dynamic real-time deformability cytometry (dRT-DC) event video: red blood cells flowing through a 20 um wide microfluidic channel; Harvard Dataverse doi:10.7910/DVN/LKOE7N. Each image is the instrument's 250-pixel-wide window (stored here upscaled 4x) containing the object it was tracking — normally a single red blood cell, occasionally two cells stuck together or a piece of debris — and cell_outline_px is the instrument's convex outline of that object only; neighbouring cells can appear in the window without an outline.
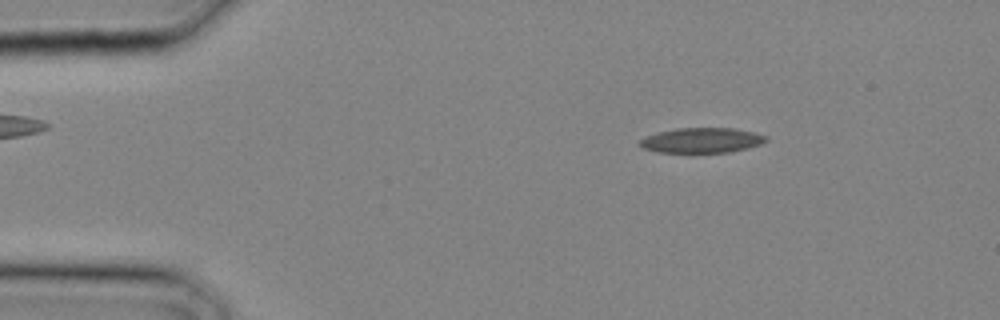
{"species": "common noctule bat (a hibernating species)", "species_latin": "Nyctalus noctula", "temperature_condition": "cold", "stored_images_in_passage": 13, "camera_frame_rate_fps": 3000, "um_per_image_px": 0.085, "animal": {"sex": "male", "body_mass_g": 20.4}, "frame": {"image": 1, "passage_image": 4, "time_ms": 1.0, "image_size_px": [1000, 320], "cell_outline_px": [[768, 140], [760, 144], [748, 148], [728, 152], [656, 152], [644, 148], [636, 144], [640, 140], [648, 136], [660, 132], [676, 128], [736, 128], [768, 136]], "centroid_in_image_um": [59.66, 11.92], "position_along_channel_um": 25.3, "area_um2": 18.32}}
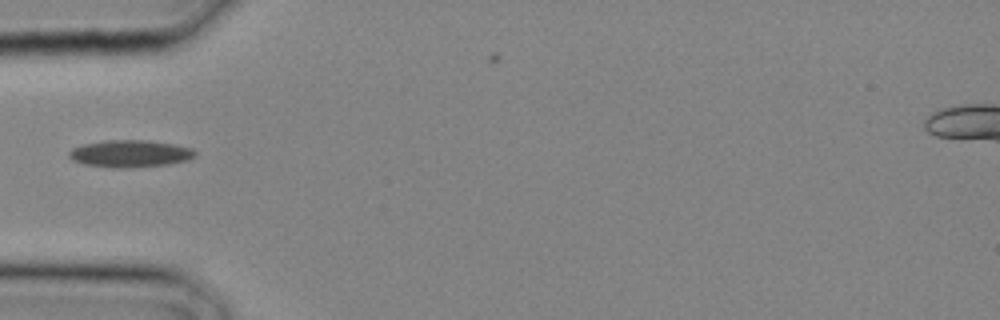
{"frame": {"image": 2, "passage_image": 9, "time_ms": 2.667, "image_size_px": [1000, 320], "cell_outline_px": [[196, 156], [188, 160], [168, 164], [120, 168], [116, 168], [84, 164], [72, 160], [68, 156], [68, 152], [72, 148], [84, 144], [104, 140], [148, 140], [176, 144], [192, 148], [196, 152]], "centroid_in_image_um": [11.07, 13.05], "position_along_channel_um": 73.9, "area_um2": 20.0}}
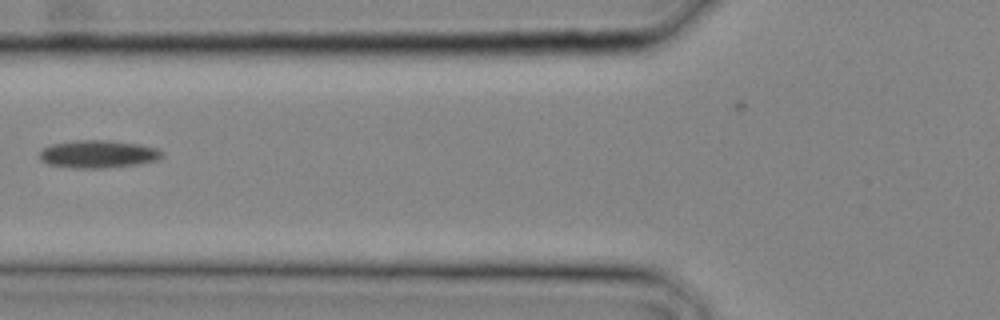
{"frame": {"image": 3, "passage_image": 11, "time_ms": 3.333, "image_size_px": [1000, 320], "cell_outline_px": [[164, 156], [156, 160], [136, 164], [104, 168], [72, 168], [48, 164], [40, 160], [40, 152], [44, 148], [52, 144], [72, 140], [112, 140], [140, 144], [156, 148], [164, 152]], "centroid_in_image_um": [8.34, 13.09], "position_along_channel_um": 117.5, "area_um2": 19.88}}